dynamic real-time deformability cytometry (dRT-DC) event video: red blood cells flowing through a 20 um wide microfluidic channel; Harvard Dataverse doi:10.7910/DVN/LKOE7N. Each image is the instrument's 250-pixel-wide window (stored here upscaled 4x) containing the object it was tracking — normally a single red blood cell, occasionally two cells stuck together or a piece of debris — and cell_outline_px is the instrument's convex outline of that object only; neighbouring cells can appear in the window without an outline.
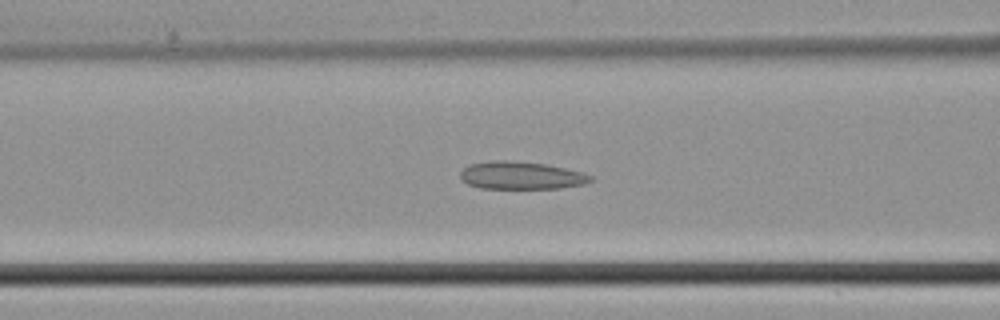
{"species": "common noctule bat (a hibernating species)", "species_latin": "Nyctalus noctula", "temperature_condition": "cold", "stored_images_in_passage": 45, "camera_frame_rate_fps": 3000, "um_per_image_px": 0.085, "animal": {"sex": "male", "body_mass_g": 21.5, "forearm_length_mm": 52.0}, "frame": {"image": 1, "passage_image": 18, "time_ms": 5.667, "image_size_px": [1000, 320], "cell_outline_px": [[592, 180], [584, 184], [560, 188], [480, 188], [468, 184], [460, 176], [460, 172], [464, 168], [472, 164], [492, 160], [508, 160], [544, 164], [564, 168], [580, 172], [592, 176]], "centroid_in_image_um": [44.28, 14.91], "position_along_channel_um": 122.3, "area_um2": 20.69}}
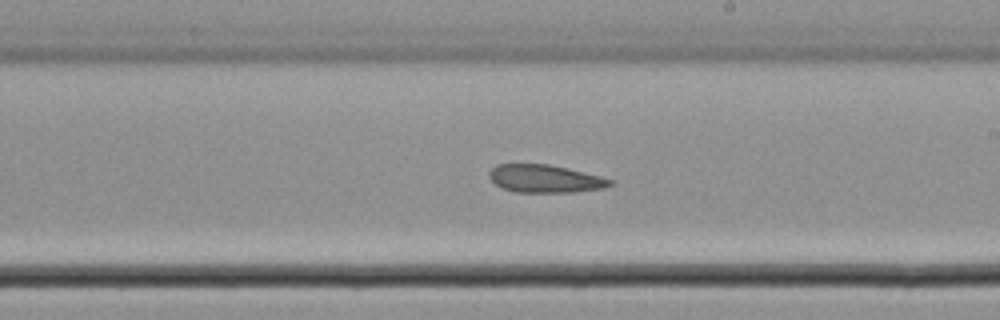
{"frame": {"image": 2, "passage_image": 26, "time_ms": 8.333, "image_size_px": [1000, 320], "cell_outline_px": [[616, 184], [604, 188], [572, 192], [516, 192], [504, 188], [496, 184], [488, 176], [488, 172], [496, 164], [548, 164], [568, 168], [616, 180]], "centroid_in_image_um": [46.38, 15.18], "position_along_channel_um": 242.6, "area_um2": 19.71}}
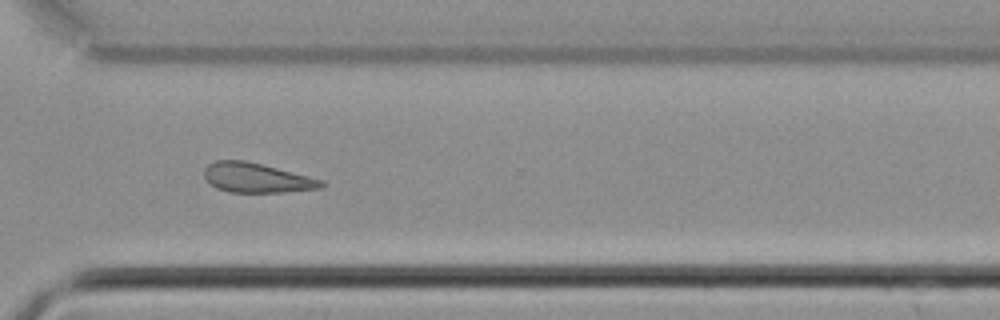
{"frame": {"image": 3, "passage_image": 33, "time_ms": 10.667, "image_size_px": [1000, 320], "cell_outline_px": [[328, 184], [320, 188], [284, 192], [228, 192], [216, 188], [204, 176], [204, 168], [208, 164], [216, 160], [244, 160], [324, 180]], "centroid_in_image_um": [21.82, 15.12], "position_along_channel_um": 348.8, "area_um2": 20.06}}